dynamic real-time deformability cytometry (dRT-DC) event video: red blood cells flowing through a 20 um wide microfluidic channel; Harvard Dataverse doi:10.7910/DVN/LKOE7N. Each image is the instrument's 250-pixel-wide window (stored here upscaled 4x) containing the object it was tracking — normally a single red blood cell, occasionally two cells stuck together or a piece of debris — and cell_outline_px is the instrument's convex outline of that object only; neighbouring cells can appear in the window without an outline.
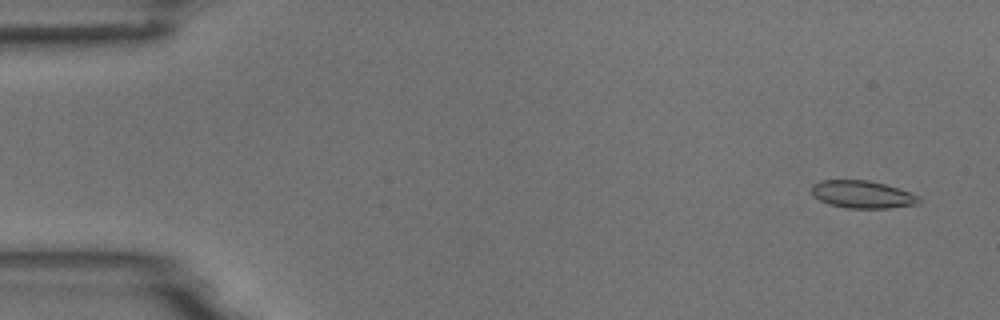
{"species": "common noctule bat (a hibernating species)", "species_latin": "Nyctalus noctula", "temperature_condition": "room temperature", "stored_images_in_passage": 34, "camera_frame_rate_fps": 3000, "um_per_image_px": 0.085, "animal": {"sex": "male", "body_mass_g": 18.8}, "frame": {"image": 1, "passage_image": 3, "time_ms": 0.667, "image_size_px": [1000, 320], "cell_outline_px": [[920, 204], [888, 208], [848, 208], [828, 204], [812, 196], [812, 184], [820, 180], [868, 180], [884, 184], [920, 196]], "centroid_in_image_um": [73.28, 16.53], "position_along_channel_um": 11.7, "area_um2": 17.22}}
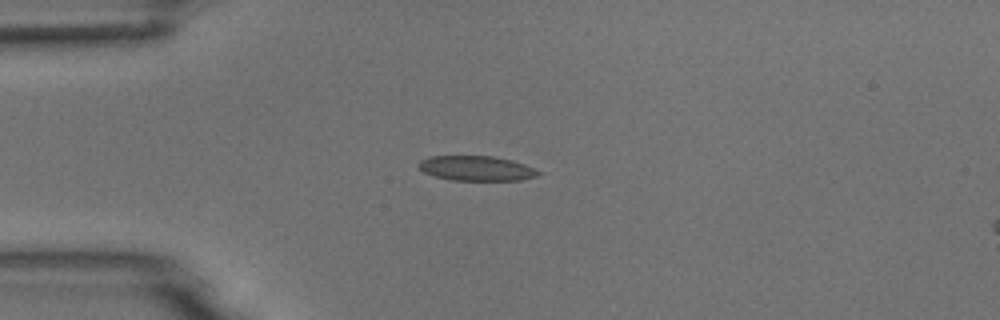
{"frame": {"image": 2, "passage_image": 14, "time_ms": 4.333, "image_size_px": [1000, 320], "cell_outline_px": [[540, 172], [536, 176], [520, 180], [452, 180], [436, 176], [424, 172], [416, 164], [420, 160], [428, 156], [492, 156], [512, 160], [524, 164]], "centroid_in_image_um": [40.45, 14.3], "position_along_channel_um": 44.6, "area_um2": 17.17}}
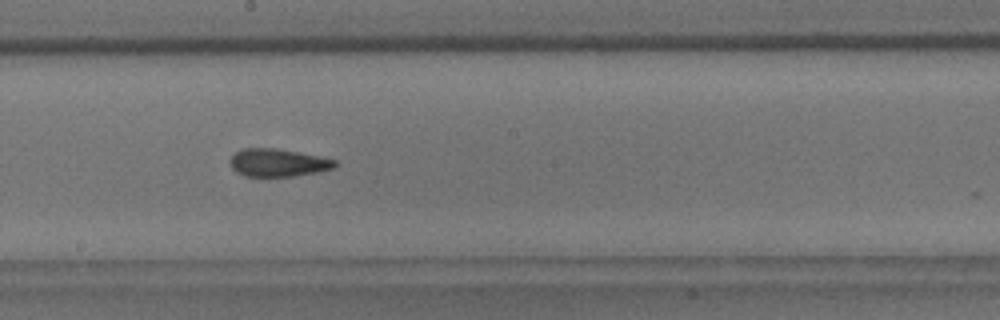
{"frame": {"image": 3, "passage_image": 30, "time_ms": 9.667, "image_size_px": [1000, 320], "cell_outline_px": [[336, 164], [332, 168], [320, 172], [292, 176], [244, 176], [236, 172], [232, 168], [228, 160], [240, 148], [276, 148], [320, 156], [336, 160]], "centroid_in_image_um": [23.59, 13.82], "position_along_channel_um": 224.6, "area_um2": 17.05}}